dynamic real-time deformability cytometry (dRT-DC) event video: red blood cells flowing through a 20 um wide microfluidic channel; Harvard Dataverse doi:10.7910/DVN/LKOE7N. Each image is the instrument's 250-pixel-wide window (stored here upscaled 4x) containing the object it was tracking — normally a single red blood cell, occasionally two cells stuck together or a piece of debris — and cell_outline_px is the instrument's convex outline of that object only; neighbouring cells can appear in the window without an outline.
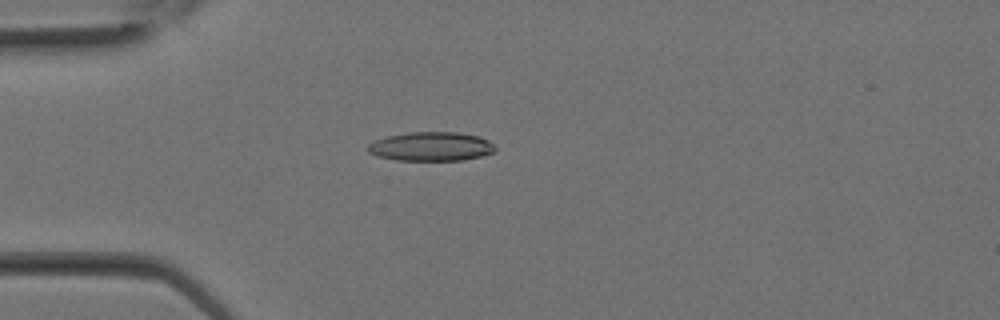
{"species": "Egyptian fruit bat (a non-hibernating species)", "species_latin": "Rousettus aegyptiacus", "temperature_condition": "room temperature", "stored_images_in_passage": 29, "camera_frame_rate_fps": 3000, "um_per_image_px": 0.085, "animal": {"sex": "female"}, "frame": {"image": 1, "passage_image": 8, "time_ms": 2.333, "image_size_px": [1000, 320], "cell_outline_px": [[496, 148], [492, 152], [480, 156], [460, 160], [396, 160], [380, 156], [368, 152], [368, 144], [376, 140], [388, 136], [412, 132], [456, 132], [480, 136], [488, 140]], "centroid_in_image_um": [36.65, 12.44], "position_along_channel_um": 48.3, "area_um2": 21.21}}
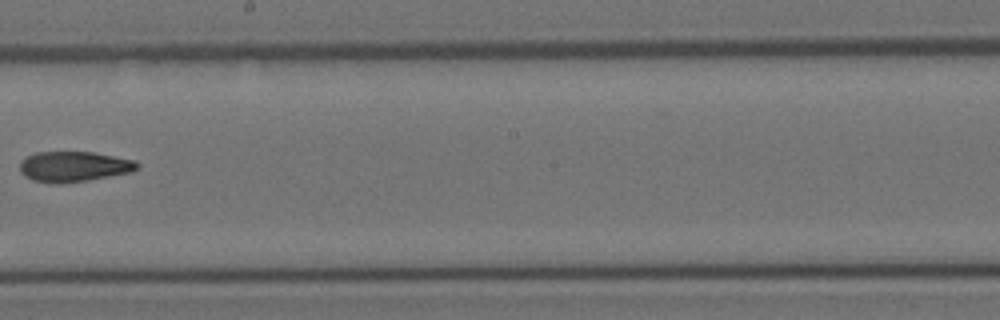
{"frame": {"image": 2, "passage_image": 17, "time_ms": 5.333, "image_size_px": [1000, 320], "cell_outline_px": [[140, 164], [136, 168], [128, 172], [88, 180], [60, 184], [52, 184], [32, 180], [24, 176], [20, 172], [20, 160], [36, 152], [92, 152], [136, 160]], "centroid_in_image_um": [6.22, 14.16], "position_along_channel_um": 242.0, "area_um2": 20.75}}
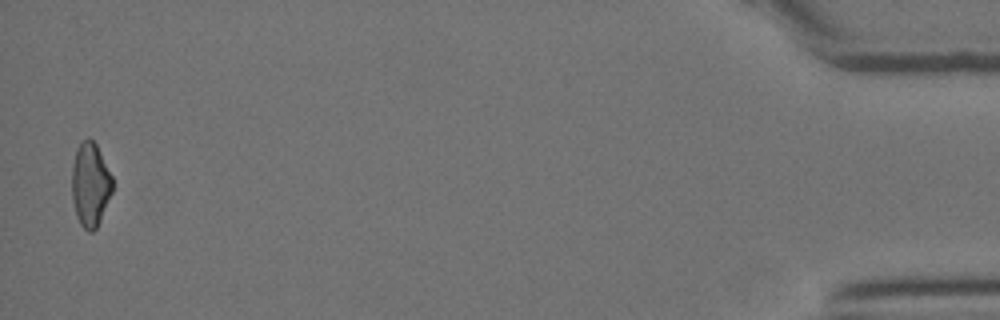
{"frame": {"image": 3, "passage_image": 29, "time_ms": 9.333, "image_size_px": [1000, 320], "cell_outline_px": [[112, 192], [100, 220], [96, 228], [92, 232], [88, 232], [80, 224], [76, 216], [72, 200], [72, 164], [76, 148], [88, 136], [96, 144], [112, 176]], "centroid_in_image_um": [7.66, 15.69], "position_along_channel_um": 427.5, "area_um2": 19.83}}